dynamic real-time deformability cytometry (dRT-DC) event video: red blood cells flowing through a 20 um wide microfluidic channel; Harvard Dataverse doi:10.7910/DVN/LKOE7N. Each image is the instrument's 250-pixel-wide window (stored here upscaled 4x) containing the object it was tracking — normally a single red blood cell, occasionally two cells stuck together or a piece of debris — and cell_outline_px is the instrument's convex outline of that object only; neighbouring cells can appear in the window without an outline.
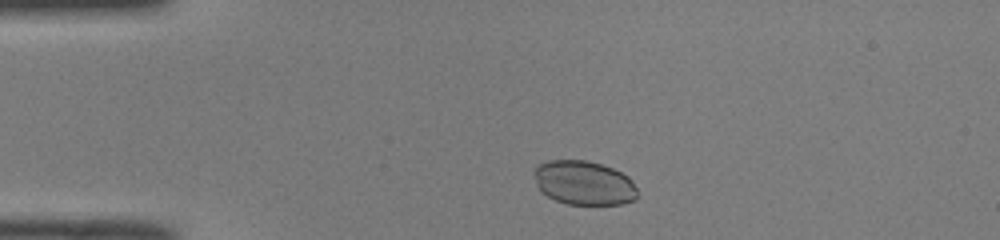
{"species": "common noctule bat (a hibernating species)", "species_latin": "Nyctalus noctula", "temperature_condition": "room temperature", "stored_images_in_passage": 35, "camera_frame_rate_fps": 3000, "um_per_image_px": 0.085, "animal": {"sex": "male", "body_mass_g": 19.0, "forearm_length_mm": 50.8}, "frame": {"image": 1, "passage_image": 1, "time_ms": 0.0, "image_size_px": [1000, 240], "cell_outline_px": [[640, 196], [636, 200], [620, 204], [568, 204], [556, 200], [540, 192], [536, 184], [536, 168], [540, 164], [548, 160], [588, 160], [612, 168], [628, 176], [632, 180]], "centroid_in_image_um": [49.68, 15.55], "position_along_channel_um": 35.3, "area_um2": 26.59}}
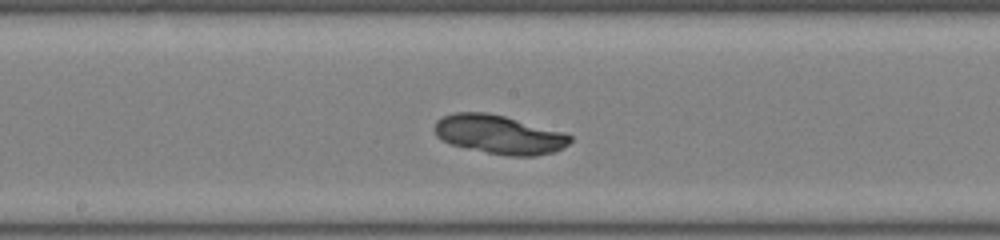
{"frame": {"image": 2, "passage_image": 17, "time_ms": 5.333, "image_size_px": [1000, 240], "cell_outline_px": [[572, 140], [568, 144], [556, 152], [536, 156], [508, 156], [468, 148], [452, 144], [436, 136], [436, 120], [452, 112], [488, 112], [504, 116], [564, 132], [572, 136]], "centroid_in_image_um": [42.47, 11.43], "position_along_channel_um": 205.7, "area_um2": 30.52}}
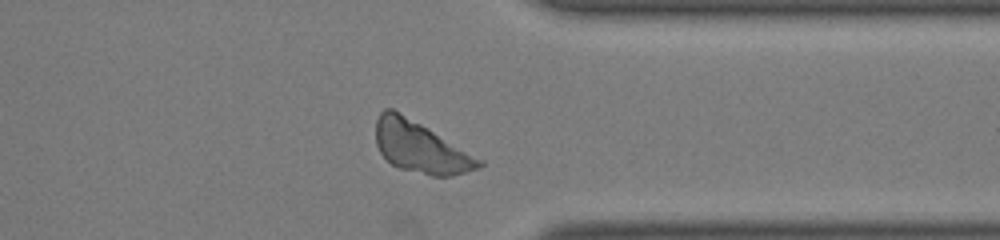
{"frame": {"image": 3, "passage_image": 30, "time_ms": 9.667, "image_size_px": [1000, 240], "cell_outline_px": [[484, 164], [480, 168], [452, 176], [432, 176], [400, 168], [392, 164], [380, 152], [376, 144], [376, 120], [380, 112], [384, 108], [392, 108], [484, 160]], "centroid_in_image_um": [35.75, 12.52], "position_along_channel_um": 375.6, "area_um2": 30.52}}